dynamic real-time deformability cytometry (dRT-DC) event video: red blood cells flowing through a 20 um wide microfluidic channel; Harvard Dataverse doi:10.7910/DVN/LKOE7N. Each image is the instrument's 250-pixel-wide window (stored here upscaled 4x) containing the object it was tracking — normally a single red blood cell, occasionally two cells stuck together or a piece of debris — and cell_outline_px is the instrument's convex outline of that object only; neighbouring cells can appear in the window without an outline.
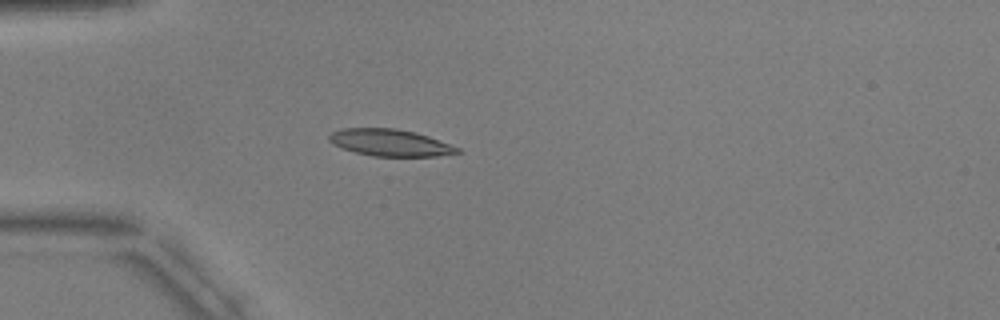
{"species": "common noctule bat (a hibernating species)", "species_latin": "Nyctalus noctula", "temperature_condition": "warm", "stored_images_in_passage": 2, "camera_frame_rate_fps": 3000, "um_per_image_px": 0.085, "animal": {"sex": "male", "body_mass_g": 17.9, "forearm_length_mm": 54.2}, "frame": {"image": 1, "passage_image": 2, "time_ms": 2.667, "image_size_px": [1000, 320], "cell_outline_px": [[460, 152], [436, 156], [372, 156], [356, 152], [332, 144], [328, 140], [328, 136], [332, 132], [340, 128], [396, 128], [428, 136], [460, 148]], "centroid_in_image_um": [33.12, 12.12], "position_along_channel_um": 51.9, "area_um2": 19.88}}